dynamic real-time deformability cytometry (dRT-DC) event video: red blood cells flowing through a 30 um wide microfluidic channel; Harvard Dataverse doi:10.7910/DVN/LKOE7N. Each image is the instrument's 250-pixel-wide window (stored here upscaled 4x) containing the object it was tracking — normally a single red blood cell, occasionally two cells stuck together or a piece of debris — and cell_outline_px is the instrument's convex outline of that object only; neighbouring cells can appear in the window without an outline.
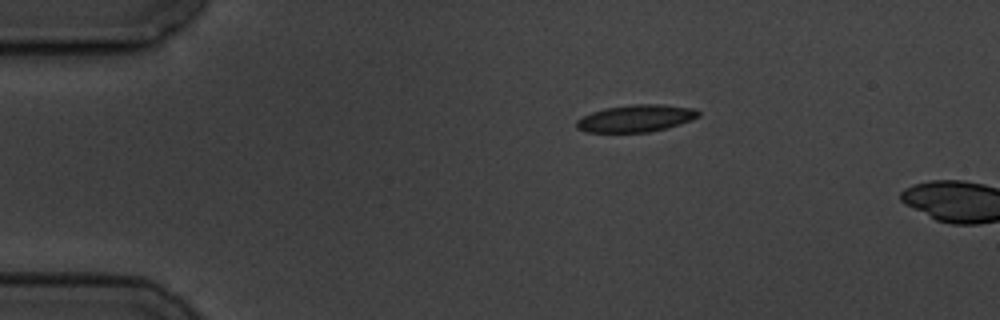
{"species": "common noctule bat (a hibernating species)", "species_latin": "Nyctalus noctula", "temperature_condition": "cold", "stored_images_in_passage": 3, "camera_frame_rate_fps": 3000, "um_per_image_px": 0.085, "animal": {"sex": "male", "body_mass_g": 19.5, "forearm_length_mm": 54.6}, "frame": {"image": 1, "passage_image": 1, "time_ms": 0.0, "image_size_px": [1000, 320], "cell_outline_px": [[700, 116], [692, 120], [668, 128], [648, 132], [584, 132], [576, 128], [576, 120], [592, 112], [604, 108], [632, 104], [660, 104], [692, 108], [700, 112]], "centroid_in_image_um": [54.05, 10.06], "position_along_channel_um": 31.0, "area_um2": 19.36}}